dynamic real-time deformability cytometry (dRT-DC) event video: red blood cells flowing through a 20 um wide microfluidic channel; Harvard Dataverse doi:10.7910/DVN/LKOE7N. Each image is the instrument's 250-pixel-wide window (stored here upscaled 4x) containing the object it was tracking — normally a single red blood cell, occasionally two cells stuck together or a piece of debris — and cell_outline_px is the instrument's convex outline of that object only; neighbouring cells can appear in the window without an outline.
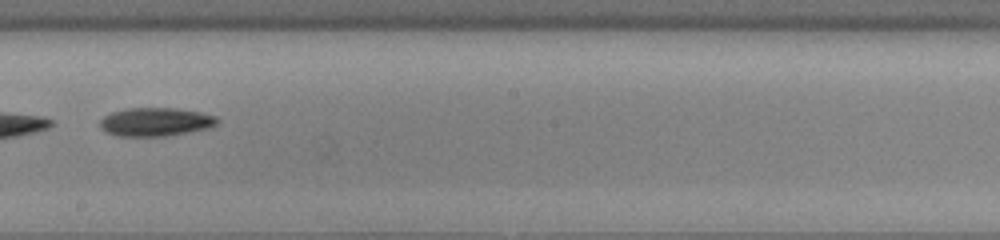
{"species": "common noctule bat (a hibernating species)", "species_latin": "Nyctalus noctula", "temperature_condition": "cold", "stored_images_in_passage": 53, "camera_frame_rate_fps": 3000, "um_per_image_px": 0.085, "animal": {"sex": "male", "body_mass_g": 13.0, "forearm_length_mm": 53.1}, "frame": {"image": 1, "passage_image": 33, "time_ms": 10.667, "image_size_px": [1000, 240], "cell_outline_px": [[220, 120], [216, 124], [208, 128], [168, 136], [116, 136], [104, 132], [100, 128], [100, 120], [104, 116], [112, 112], [128, 108], [176, 108], [200, 112], [216, 116]], "centroid_in_image_um": [13.2, 10.36], "position_along_channel_um": 235.0, "area_um2": 19.59}}
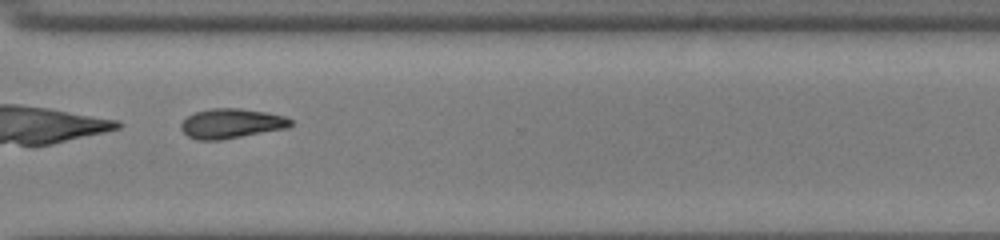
{"frame": {"image": 2, "passage_image": 42, "time_ms": 13.667, "image_size_px": [1000, 240], "cell_outline_px": [[292, 124], [288, 128], [220, 140], [196, 140], [188, 136], [180, 128], [180, 124], [188, 116], [196, 112], [212, 108], [240, 108], [268, 112], [284, 116], [292, 120]], "centroid_in_image_um": [19.67, 10.49], "position_along_channel_um": 350.9, "area_um2": 19.02}}